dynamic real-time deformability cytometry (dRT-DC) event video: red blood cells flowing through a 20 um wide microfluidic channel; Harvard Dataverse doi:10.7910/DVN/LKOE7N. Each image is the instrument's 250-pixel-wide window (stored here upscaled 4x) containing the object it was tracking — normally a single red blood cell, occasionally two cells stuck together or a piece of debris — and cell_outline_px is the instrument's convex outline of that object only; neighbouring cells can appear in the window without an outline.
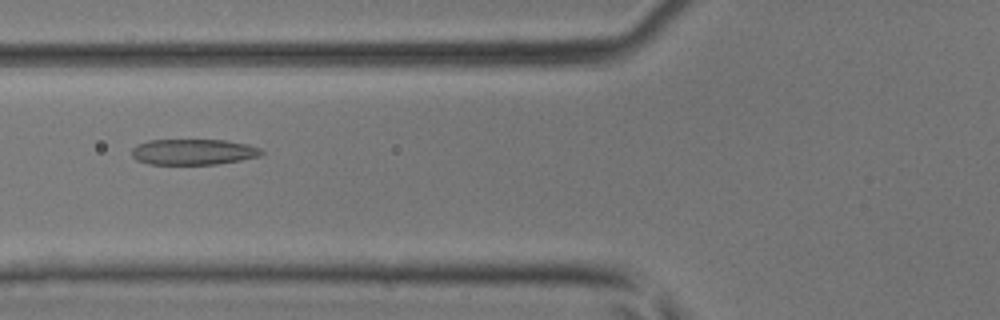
{"species": "common noctule bat (a hibernating species)", "species_latin": "Nyctalus noctula", "temperature_condition": "room temperature", "stored_images_in_passage": 32, "camera_frame_rate_fps": 3000, "um_per_image_px": 0.085, "animal": {"sex": "male", "body_mass_g": 17.9, "forearm_length_mm": 54.2}, "frame": {"image": 1, "passage_image": 4, "time_ms": 1.0, "image_size_px": [1000, 320], "cell_outline_px": [[264, 152], [260, 156], [240, 160], [216, 164], [148, 164], [136, 160], [132, 156], [132, 148], [136, 144], [148, 140], [224, 140], [248, 144], [260, 148]], "centroid_in_image_um": [16.41, 12.91], "position_along_channel_um": 109.4, "area_um2": 19.54}}
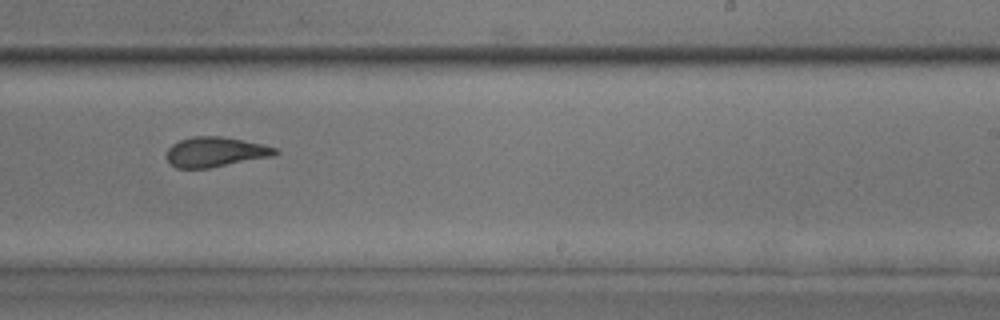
{"frame": {"image": 2, "passage_image": 15, "time_ms": 4.667, "image_size_px": [1000, 320], "cell_outline_px": [[280, 152], [272, 156], [208, 168], [176, 168], [164, 156], [168, 148], [172, 144], [180, 140], [192, 136], [220, 136], [260, 144], [276, 148]], "centroid_in_image_um": [18.25, 12.91], "position_along_channel_um": 270.7, "area_um2": 18.73}}
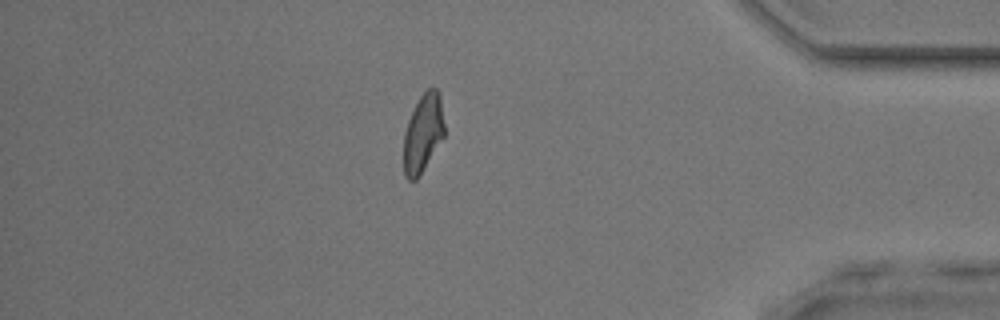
{"frame": {"image": 3, "passage_image": 26, "time_ms": 8.333, "image_size_px": [1000, 320], "cell_outline_px": [[444, 136], [420, 176], [416, 180], [408, 180], [404, 176], [404, 132], [408, 120], [420, 96], [428, 88], [436, 88], [440, 92], [444, 124]], "centroid_in_image_um": [35.96, 11.33], "position_along_channel_um": 399.2, "area_um2": 18.61}}